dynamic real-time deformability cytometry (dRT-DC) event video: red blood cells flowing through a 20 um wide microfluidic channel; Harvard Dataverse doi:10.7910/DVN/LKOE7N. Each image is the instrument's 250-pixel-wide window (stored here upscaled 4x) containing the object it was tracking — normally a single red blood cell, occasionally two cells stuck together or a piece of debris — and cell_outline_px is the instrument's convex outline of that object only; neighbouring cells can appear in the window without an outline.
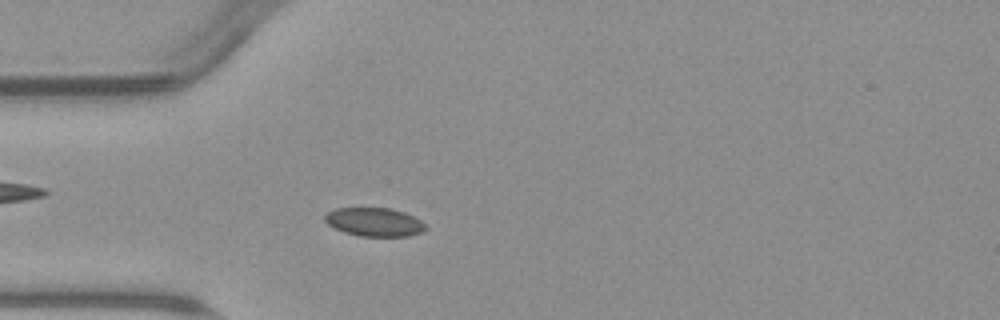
{"species": "common noctule bat (a hibernating species)", "species_latin": "Nyctalus noctula", "temperature_condition": "warm", "stored_images_in_passage": 6, "camera_frame_rate_fps": 3000, "um_per_image_px": 0.085, "animal": {"sex": "male", "body_mass_g": 23.1, "forearm_length_mm": 52.7}, "frame": {"image": 1, "passage_image": 6, "time_ms": 6.0, "image_size_px": [1000, 320], "cell_outline_px": [[428, 228], [420, 232], [408, 236], [360, 236], [344, 232], [328, 224], [324, 220], [324, 216], [328, 212], [336, 208], [388, 208], [404, 212], [420, 220]], "centroid_in_image_um": [31.81, 18.87], "position_along_channel_um": 53.2, "area_um2": 16.59}}